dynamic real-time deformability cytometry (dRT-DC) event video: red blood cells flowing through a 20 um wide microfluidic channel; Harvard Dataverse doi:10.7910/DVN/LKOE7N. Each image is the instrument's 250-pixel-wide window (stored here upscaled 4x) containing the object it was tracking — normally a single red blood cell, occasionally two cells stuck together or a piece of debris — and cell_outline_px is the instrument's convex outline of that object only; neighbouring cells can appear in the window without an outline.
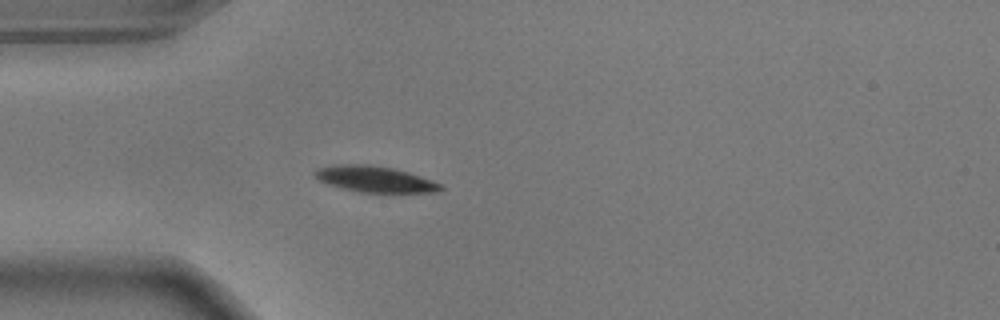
{"species": "common noctule bat (a hibernating species)", "species_latin": "Nyctalus noctula", "temperature_condition": "warm", "stored_images_in_passage": 35, "camera_frame_rate_fps": 3000, "um_per_image_px": 0.085, "animal": {"sex": "male", "body_mass_g": 17.9}, "frame": {"image": 1, "passage_image": 1, "time_ms": 0.0, "image_size_px": [1000, 320], "cell_outline_px": [[444, 188], [436, 192], [360, 192], [344, 188], [320, 180], [312, 172], [316, 168], [336, 164], [372, 164], [392, 168], [408, 172], [432, 180], [440, 184]], "centroid_in_image_um": [31.87, 15.21], "position_along_channel_um": 53.1, "area_um2": 18.84}}
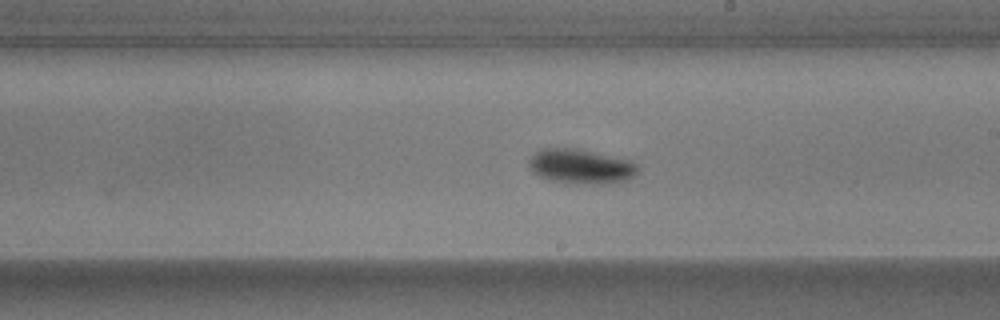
{"frame": {"image": 2, "passage_image": 17, "time_ms": 5.333, "image_size_px": [1000, 320], "cell_outline_px": [[636, 172], [632, 176], [624, 180], [600, 184], [576, 184], [552, 180], [540, 176], [532, 172], [528, 168], [528, 160], [540, 148], [576, 148], [628, 160], [636, 164]], "centroid_in_image_um": [49.28, 14.14], "position_along_channel_um": 239.7, "area_um2": 21.68}}
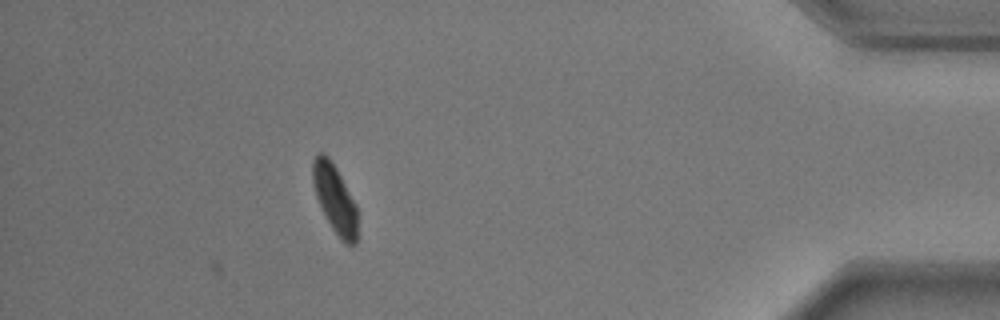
{"frame": {"image": 3, "passage_image": 35, "time_ms": 11.333, "image_size_px": [1000, 320], "cell_outline_px": [[356, 244], [344, 244], [340, 240], [332, 228], [316, 196], [312, 180], [312, 160], [316, 152], [324, 152], [328, 156], [336, 168], [356, 204]], "centroid_in_image_um": [28.43, 16.85], "position_along_channel_um": 406.8, "area_um2": 17.63}, "authors_computed_cell_mechanics": {"area_um2": 19.7676, "velocity_mm_per_s": 3.6394, "shape_relaxation_time_tau1_ms": 2.8855, "shape_relaxation_time_tau2_ms": null, "deformation_change_tau1": 0.1568, "deformation_change_tau2": null}}